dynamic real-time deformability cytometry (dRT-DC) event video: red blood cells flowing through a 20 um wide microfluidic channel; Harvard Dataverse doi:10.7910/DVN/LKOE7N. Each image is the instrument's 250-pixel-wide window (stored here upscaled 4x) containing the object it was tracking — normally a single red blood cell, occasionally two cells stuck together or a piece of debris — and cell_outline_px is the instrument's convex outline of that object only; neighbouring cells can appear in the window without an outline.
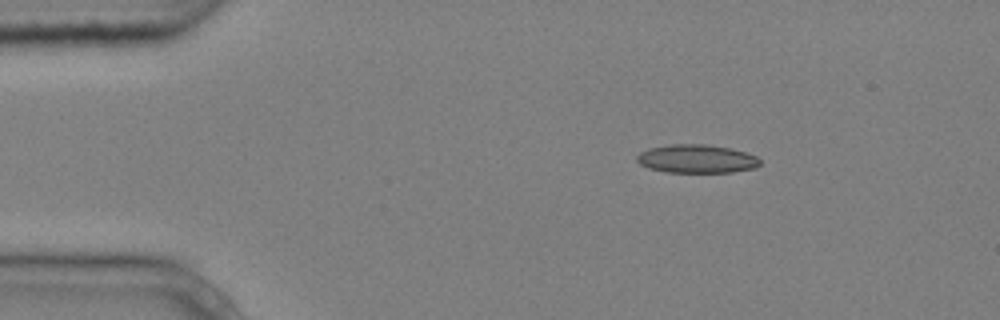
{"species": "common noctule bat (a hibernating species)", "species_latin": "Nyctalus noctula", "temperature_condition": "cold", "stored_images_in_passage": 3, "camera_frame_rate_fps": 3000, "um_per_image_px": 0.085, "animal": {"sex": "male", "body_mass_g": 20.4}, "frame": {"image": 1, "passage_image": 1, "time_ms": 0.0, "image_size_px": [1000, 320], "cell_outline_px": [[760, 164], [756, 168], [732, 172], [668, 172], [648, 168], [640, 164], [636, 160], [636, 156], [640, 152], [648, 148], [672, 144], [708, 144], [728, 148], [744, 152], [756, 156], [760, 160]], "centroid_in_image_um": [59.2, 13.5], "position_along_channel_um": 25.8, "area_um2": 20.4}}
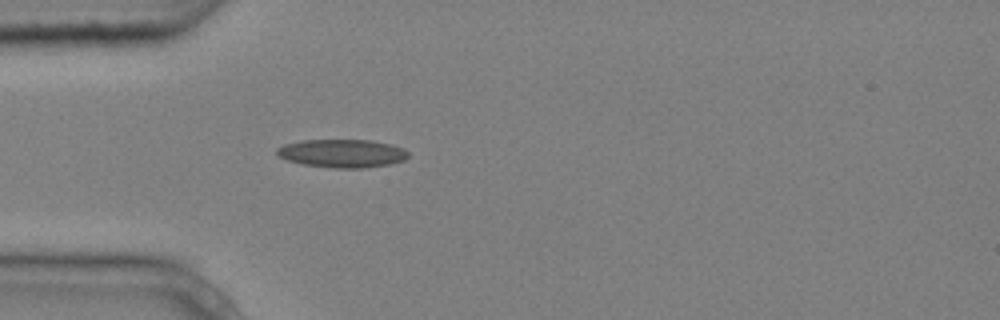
{"frame": {"image": 2, "passage_image": 3, "time_ms": 0.667, "image_size_px": [1000, 320], "cell_outline_px": [[408, 156], [404, 160], [388, 164], [360, 168], [332, 168], [304, 164], [288, 160], [280, 156], [276, 152], [276, 148], [284, 144], [300, 140], [372, 140], [392, 144], [404, 148], [408, 152]], "centroid_in_image_um": [29.09, 13.02], "position_along_channel_um": 55.9, "area_um2": 21.56}}